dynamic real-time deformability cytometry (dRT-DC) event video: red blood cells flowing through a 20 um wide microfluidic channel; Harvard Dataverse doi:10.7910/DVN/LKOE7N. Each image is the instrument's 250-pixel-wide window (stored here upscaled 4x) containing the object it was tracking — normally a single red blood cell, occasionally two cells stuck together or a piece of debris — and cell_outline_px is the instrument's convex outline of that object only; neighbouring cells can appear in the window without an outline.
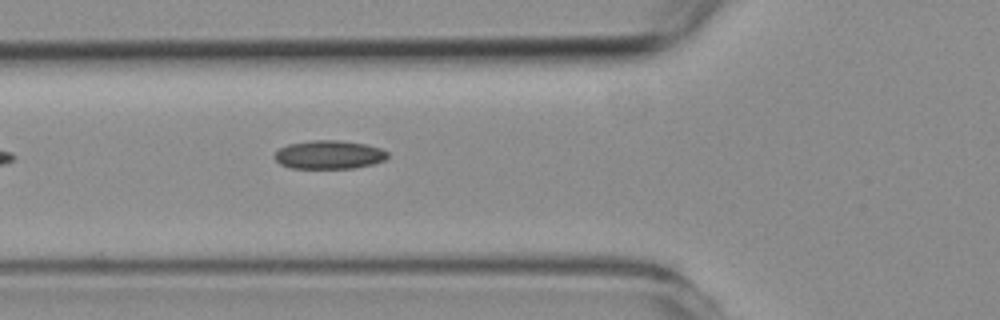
{"species": "common noctule bat (a hibernating species)", "species_latin": "Nyctalus noctula", "temperature_condition": "room temperature", "stored_images_in_passage": 4, "camera_frame_rate_fps": 3000, "um_per_image_px": 0.085, "animal": {"sex": "female", "body_mass_g": 19.3, "forearm_length_mm": 54.1}, "frame": {"image": 1, "passage_image": 4, "time_ms": 4.667, "image_size_px": [1000, 320], "cell_outline_px": [[388, 156], [384, 160], [372, 164], [352, 168], [292, 168], [280, 164], [272, 156], [280, 148], [288, 144], [312, 140], [340, 140], [364, 144], [380, 148], [388, 152]], "centroid_in_image_um": [27.95, 13.14], "position_along_channel_um": 97.9, "area_um2": 18.73}}